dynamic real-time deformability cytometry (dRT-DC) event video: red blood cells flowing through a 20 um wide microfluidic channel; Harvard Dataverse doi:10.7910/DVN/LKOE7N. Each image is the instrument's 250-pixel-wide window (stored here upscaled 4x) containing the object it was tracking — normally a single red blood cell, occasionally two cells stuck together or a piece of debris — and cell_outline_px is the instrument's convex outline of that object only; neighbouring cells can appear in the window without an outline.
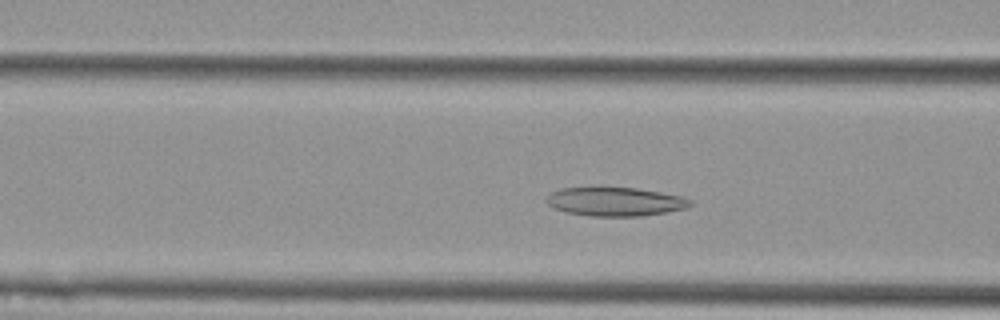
{"species": "Egyptian fruit bat (a non-hibernating species)", "species_latin": "Rousettus aegyptiacus", "temperature_condition": "cold", "stored_images_in_passage": 41, "camera_frame_rate_fps": 3000, "um_per_image_px": 0.085, "animal": {"sex": "female"}, "frame": {"image": 1, "passage_image": 6, "time_ms": 1.667, "image_size_px": [1000, 320], "cell_outline_px": [[692, 204], [688, 208], [668, 212], [640, 216], [588, 216], [568, 212], [552, 208], [548, 204], [548, 196], [552, 192], [560, 188], [636, 188], [660, 192], [680, 196], [692, 200]], "centroid_in_image_um": [52.33, 17.15], "position_along_channel_um": 114.3, "area_um2": 23.93}}
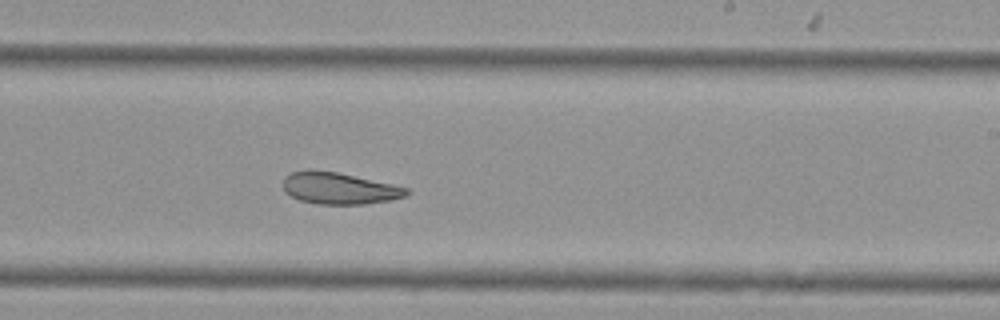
{"frame": {"image": 2, "passage_image": 18, "time_ms": 5.667, "image_size_px": [1000, 320], "cell_outline_px": [[408, 192], [404, 196], [388, 200], [364, 204], [320, 204], [300, 200], [284, 192], [284, 176], [292, 172], [308, 168], [336, 172], [392, 184], [408, 188]], "centroid_in_image_um": [28.77, 15.99], "position_along_channel_um": 260.2, "area_um2": 22.6}}
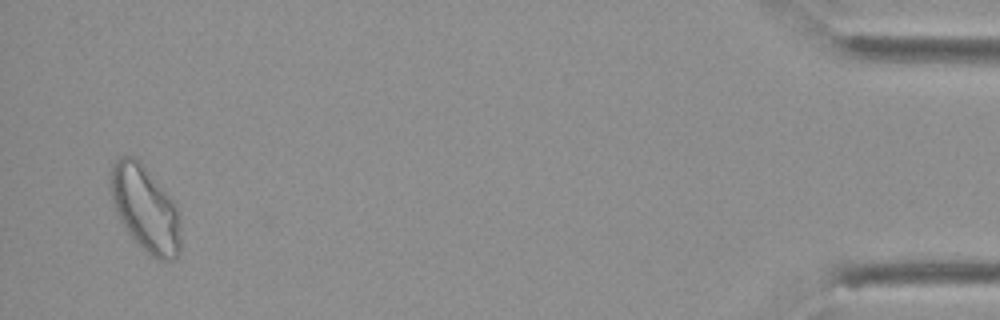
{"frame": {"image": 3, "passage_image": 38, "time_ms": 12.333, "image_size_px": [1000, 320], "cell_outline_px": [[180, 252], [172, 260], [156, 260], [144, 252], [124, 228], [116, 212], [112, 200], [108, 176], [112, 164], [120, 156], [132, 156], [140, 160], [176, 204], [180, 236]], "centroid_in_image_um": [12.31, 17.73], "position_along_channel_um": 422.9, "area_um2": 35.32}, "authors_computed_cell_mechanics": {"area_um2": 24.3916, "velocity_mm_per_s": 3.6556, "shape_relaxation_time_tau1_ms": null, "shape_relaxation_time_tau2_ms": 6.7718, "deformation_change_tau1": null, "deformation_change_tau2": 0.1296}}